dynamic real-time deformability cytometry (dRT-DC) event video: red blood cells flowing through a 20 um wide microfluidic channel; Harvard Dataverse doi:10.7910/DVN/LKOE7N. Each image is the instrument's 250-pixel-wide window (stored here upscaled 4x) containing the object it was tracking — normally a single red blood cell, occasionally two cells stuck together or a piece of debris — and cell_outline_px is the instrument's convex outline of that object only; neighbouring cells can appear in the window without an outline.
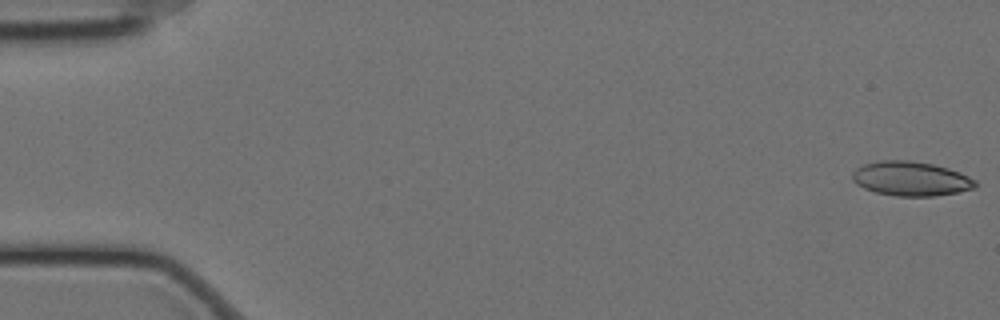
{"species": "Egyptian fruit bat (a non-hibernating species)", "species_latin": "Rousettus aegyptiacus", "temperature_condition": "cold", "stored_images_in_passage": 58, "camera_frame_rate_fps": 3000, "um_per_image_px": 0.085, "animal": {"sex": "female"}, "frame": {"image": 1, "passage_image": 1, "time_ms": 0.0, "image_size_px": [1000, 320], "cell_outline_px": [[976, 184], [972, 188], [956, 192], [936, 196], [896, 196], [876, 192], [864, 188], [856, 184], [852, 180], [852, 172], [856, 168], [864, 164], [876, 160], [908, 160], [932, 164], [948, 168], [960, 172], [976, 180]], "centroid_in_image_um": [77.38, 15.18], "position_along_channel_um": 7.6, "area_um2": 24.62}}
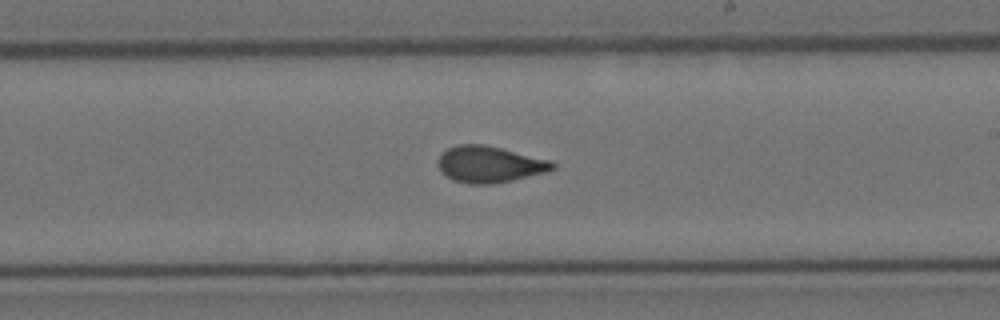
{"frame": {"image": 2, "passage_image": 34, "time_ms": 11.0, "image_size_px": [1000, 320], "cell_outline_px": [[556, 168], [544, 172], [512, 180], [492, 184], [468, 184], [452, 180], [440, 172], [436, 164], [436, 160], [440, 152], [456, 144], [484, 144], [552, 160], [556, 164]], "centroid_in_image_um": [41.54, 13.96], "position_along_channel_um": 247.5, "area_um2": 24.68}}
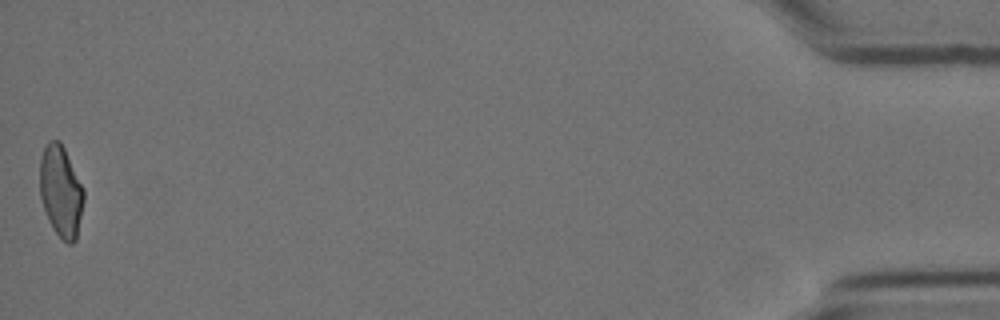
{"frame": {"image": 3, "passage_image": 58, "time_ms": 19.0, "image_size_px": [1000, 320], "cell_outline_px": [[84, 200], [76, 240], [72, 244], [68, 244], [52, 228], [48, 220], [40, 196], [40, 160], [44, 148], [48, 140], [60, 140], [84, 188]], "centroid_in_image_um": [5.18, 16.26], "position_along_channel_um": 430.0, "area_um2": 23.35}, "authors_computed_cell_mechanics": {"area_um2": 23.8714, "velocity_mm_per_s": 3.4743, "shape_relaxation_time_tau1_ms": 11.1011, "shape_relaxation_time_tau2_ms": 1.3499, "deformation_change_tau1": 0.2135, "deformation_change_tau2": 0.0584}}